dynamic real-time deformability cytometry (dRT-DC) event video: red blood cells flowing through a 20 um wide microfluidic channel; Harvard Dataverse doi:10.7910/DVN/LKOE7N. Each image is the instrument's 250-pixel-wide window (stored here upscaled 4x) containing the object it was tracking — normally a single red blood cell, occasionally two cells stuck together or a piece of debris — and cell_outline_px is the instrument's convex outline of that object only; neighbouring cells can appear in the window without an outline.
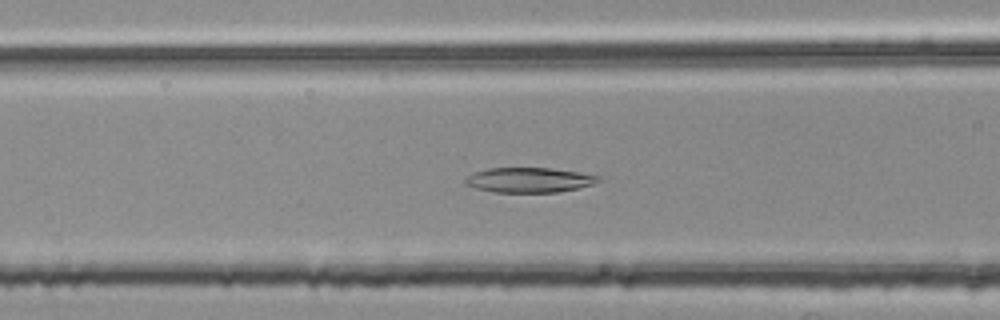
{"species": "common noctule bat (a hibernating species)", "species_latin": "Nyctalus noctula", "temperature_condition": "room temperature", "stored_images_in_passage": 38, "camera_frame_rate_fps": 3000, "um_per_image_px": 0.085, "animal": {"sex": "female", "body_mass_g": 25.1}, "frame": {"image": 1, "passage_image": 7, "time_ms": 2.0, "image_size_px": [1000, 320], "cell_outline_px": [[600, 180], [592, 184], [580, 188], [556, 192], [492, 192], [476, 188], [464, 184], [464, 180], [468, 176], [476, 172], [488, 168], [552, 168], [580, 172], [600, 176]], "centroid_in_image_um": [44.99, 15.3], "position_along_channel_um": 121.6, "area_um2": 19.31}}
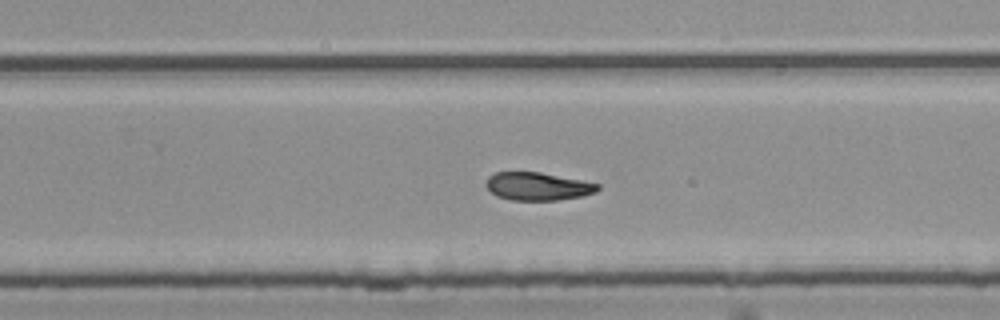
{"frame": {"image": 2, "passage_image": 20, "time_ms": 6.333, "image_size_px": [1000, 320], "cell_outline_px": [[600, 188], [596, 192], [584, 196], [560, 200], [512, 200], [496, 196], [484, 184], [488, 176], [496, 172], [540, 172], [600, 184]], "centroid_in_image_um": [45.71, 15.84], "position_along_channel_um": 284.1, "area_um2": 18.26}}
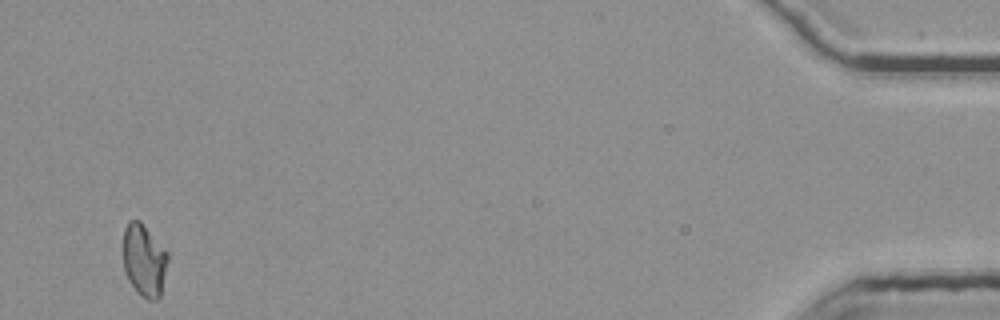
{"frame": {"image": 3, "passage_image": 38, "time_ms": 12.333, "image_size_px": [1000, 320], "cell_outline_px": [[168, 260], [160, 296], [156, 300], [148, 300], [140, 296], [136, 292], [124, 268], [124, 228], [128, 220], [140, 220], [168, 252]], "centroid_in_image_um": [12.26, 22.11], "position_along_channel_um": 422.9, "area_um2": 18.73}, "authors_computed_cell_mechanics": {"area_um2": 19.0162, "velocity_mm_per_s": 3.7525, "shape_relaxation_time_tau1_ms": null, "shape_relaxation_time_tau2_ms": 5.7307, "deformation_change_tau1": null, "deformation_change_tau2": 0.115}}